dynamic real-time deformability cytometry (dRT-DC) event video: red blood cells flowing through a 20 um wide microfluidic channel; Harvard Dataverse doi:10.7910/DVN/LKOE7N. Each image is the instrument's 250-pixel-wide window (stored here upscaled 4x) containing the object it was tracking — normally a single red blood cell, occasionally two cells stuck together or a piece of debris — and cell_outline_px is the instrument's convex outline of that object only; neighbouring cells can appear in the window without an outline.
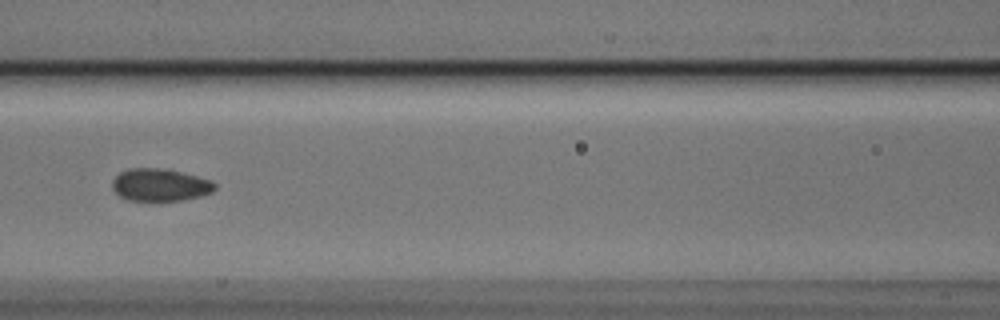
{"species": "Egyptian fruit bat (a non-hibernating species)", "species_latin": "Rousettus aegyptiacus", "temperature_condition": "cold", "stored_images_in_passage": 9, "camera_frame_rate_fps": 3000, "um_per_image_px": 0.085, "animal": {"sex": "male"}, "frame": {"image": 1, "passage_image": 7, "time_ms": 2.0, "image_size_px": [1000, 320], "cell_outline_px": [[216, 188], [212, 192], [200, 196], [184, 200], [152, 204], [128, 200], [120, 196], [112, 188], [112, 180], [120, 172], [128, 168], [168, 168], [212, 180], [216, 184]], "centroid_in_image_um": [13.6, 15.75], "position_along_channel_um": 153.0, "area_um2": 20.35}}
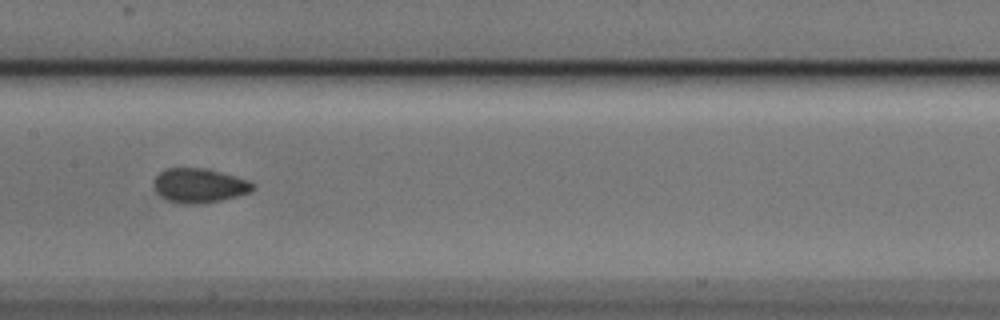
{"frame": {"image": 2, "passage_image": 8, "time_ms": 2.333, "image_size_px": [1000, 320], "cell_outline_px": [[256, 188], [248, 192], [236, 196], [220, 200], [196, 204], [180, 204], [164, 200], [156, 192], [152, 184], [156, 176], [164, 168], [208, 168], [248, 180], [256, 184]], "centroid_in_image_um": [16.9, 15.77], "position_along_channel_um": 190.5, "area_um2": 20.06}}
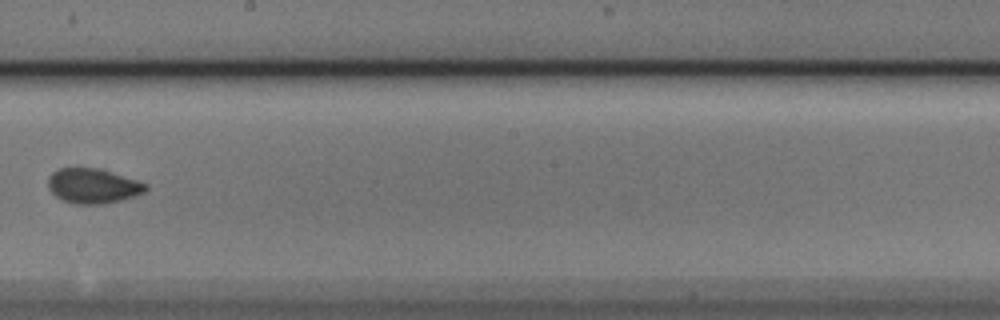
{"frame": {"image": 3, "passage_image": 9, "time_ms": 2.667, "image_size_px": [1000, 320], "cell_outline_px": [[148, 188], [144, 192], [120, 200], [104, 204], [76, 204], [64, 200], [56, 196], [48, 188], [48, 176], [52, 172], [60, 168], [100, 168], [148, 184]], "centroid_in_image_um": [7.88, 15.79], "position_along_channel_um": 240.3, "area_um2": 19.71}}